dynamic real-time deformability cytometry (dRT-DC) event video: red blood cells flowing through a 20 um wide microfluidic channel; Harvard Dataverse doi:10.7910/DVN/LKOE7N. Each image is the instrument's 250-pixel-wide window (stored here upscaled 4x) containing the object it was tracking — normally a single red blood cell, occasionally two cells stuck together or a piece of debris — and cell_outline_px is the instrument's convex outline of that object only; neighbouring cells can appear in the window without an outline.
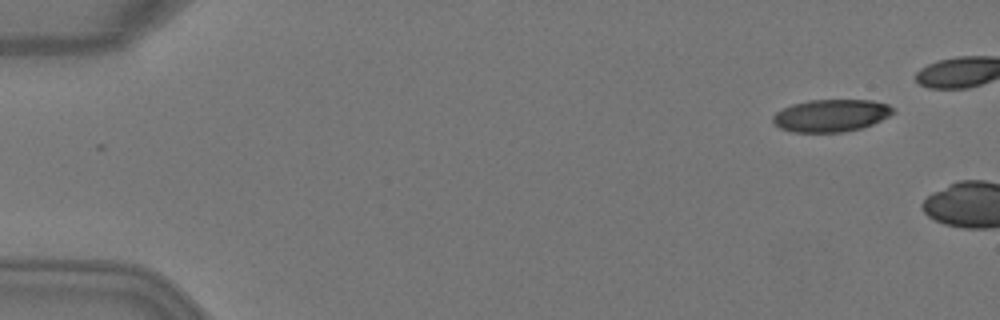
{"species": "Egyptian fruit bat (a non-hibernating species)", "species_latin": "Rousettus aegyptiacus", "temperature_condition": "warm", "stored_images_in_passage": 2, "camera_frame_rate_fps": 3000, "um_per_image_px": 0.085, "animal": {"sex": "female"}, "frame": {"image": 1, "passage_image": 2, "time_ms": 0.333, "image_size_px": [1000, 320], "cell_outline_px": [[896, 112], [872, 124], [860, 128], [844, 132], [792, 132], [780, 128], [772, 120], [772, 116], [776, 112], [792, 104], [808, 100], [872, 100], [888, 104]], "centroid_in_image_um": [70.63, 9.81], "position_along_channel_um": 14.4, "area_um2": 22.6}}